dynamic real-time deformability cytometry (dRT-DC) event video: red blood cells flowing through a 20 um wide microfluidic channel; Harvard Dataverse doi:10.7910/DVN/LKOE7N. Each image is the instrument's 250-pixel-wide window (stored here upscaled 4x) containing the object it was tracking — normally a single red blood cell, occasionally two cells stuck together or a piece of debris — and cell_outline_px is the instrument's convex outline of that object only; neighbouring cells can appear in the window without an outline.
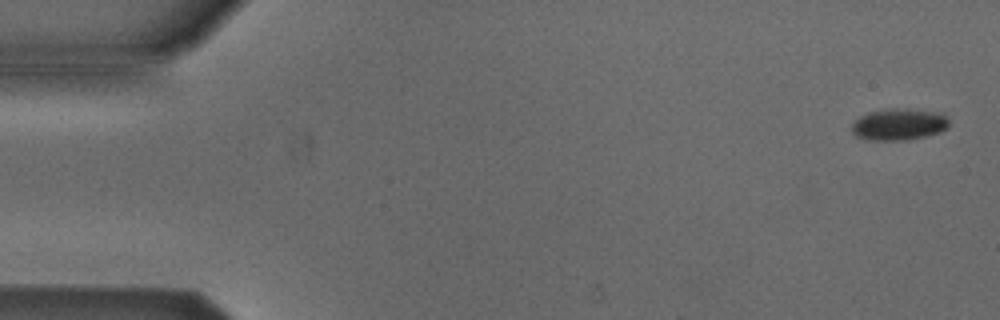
{"species": "Egyptian fruit bat (a non-hibernating species)", "species_latin": "Rousettus aegyptiacus", "temperature_condition": "cold", "stored_images_in_passage": 5, "camera_frame_rate_fps": 3000, "um_per_image_px": 0.085, "animal": {"sex": "male"}, "frame": {"image": 1, "passage_image": 1, "time_ms": 0.0, "image_size_px": [1000, 320], "cell_outline_px": [[948, 128], [940, 132], [908, 140], [868, 140], [856, 136], [852, 132], [852, 124], [860, 116], [868, 112], [892, 108], [896, 108], [940, 112], [948, 120]], "centroid_in_image_um": [76.39, 10.58], "position_along_channel_um": 8.6, "area_um2": 17.86}}
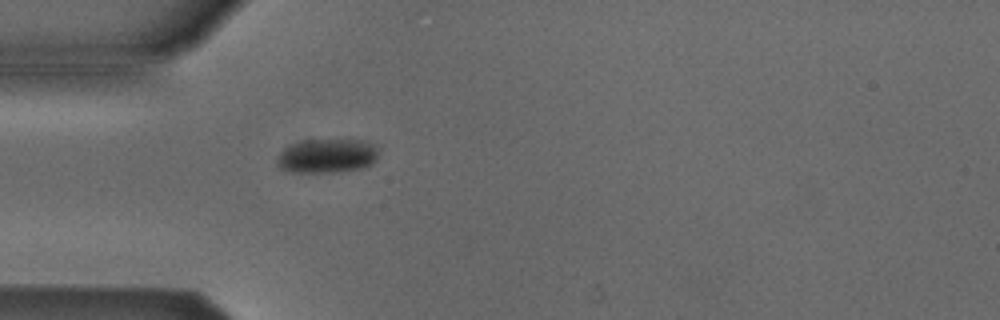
{"frame": {"image": 2, "passage_image": 5, "time_ms": 4.667, "image_size_px": [1000, 320], "cell_outline_px": [[376, 160], [372, 164], [364, 168], [336, 172], [292, 172], [280, 168], [276, 164], [276, 156], [284, 148], [292, 144], [304, 140], [364, 140], [372, 144], [376, 148]], "centroid_in_image_um": [27.76, 13.26], "position_along_channel_um": 57.2, "area_um2": 20.23}}